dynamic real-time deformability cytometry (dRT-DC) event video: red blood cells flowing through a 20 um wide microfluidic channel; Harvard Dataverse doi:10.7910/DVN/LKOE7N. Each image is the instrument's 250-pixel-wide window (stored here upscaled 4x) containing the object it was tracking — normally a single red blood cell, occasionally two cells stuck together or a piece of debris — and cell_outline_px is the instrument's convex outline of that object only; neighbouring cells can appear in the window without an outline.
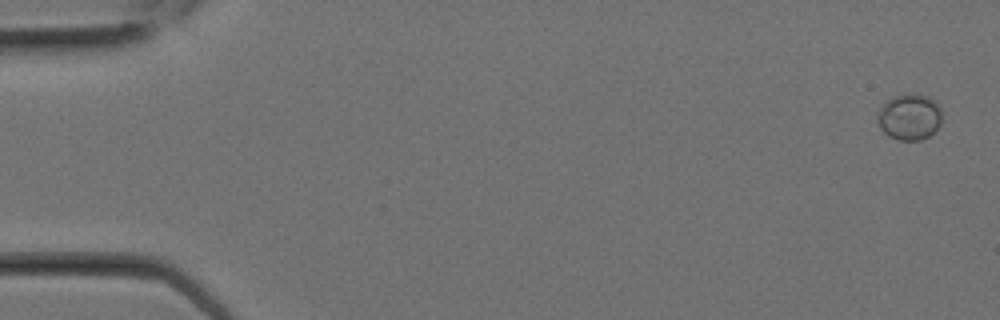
{"species": "Egyptian fruit bat (a non-hibernating species)", "species_latin": "Rousettus aegyptiacus", "temperature_condition": "room temperature", "stored_images_in_passage": 16, "camera_frame_rate_fps": 3000, "um_per_image_px": 0.085, "animal": {"sex": "female"}, "frame": {"image": 1, "passage_image": 1, "time_ms": 0.0, "image_size_px": [1000, 320], "cell_outline_px": [[940, 124], [928, 136], [920, 140], [896, 140], [888, 136], [880, 128], [876, 120], [876, 112], [892, 96], [908, 92], [916, 92], [928, 96], [940, 108]], "centroid_in_image_um": [77.25, 9.91], "position_along_channel_um": 7.8, "area_um2": 17.51}}
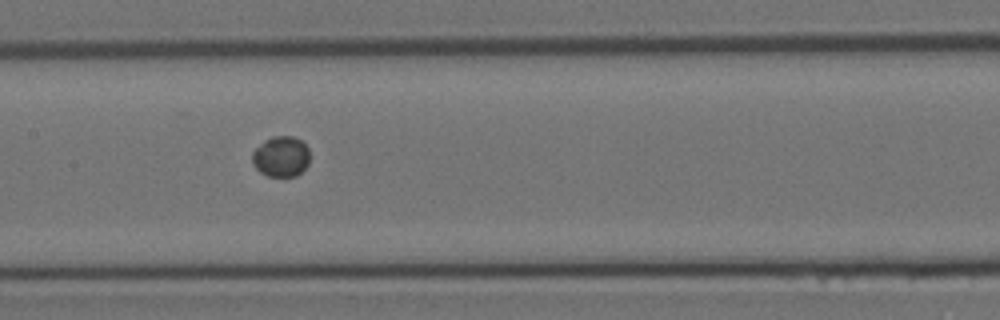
{"frame": {"image": 2, "passage_image": 13, "time_ms": 4.0, "image_size_px": [1000, 320], "cell_outline_px": [[308, 164], [296, 176], [268, 176], [260, 172], [252, 164], [252, 152], [264, 140], [272, 136], [292, 136], [300, 140], [308, 148]], "centroid_in_image_um": [23.86, 13.3], "position_along_channel_um": 183.5, "area_um2": 13.53}}
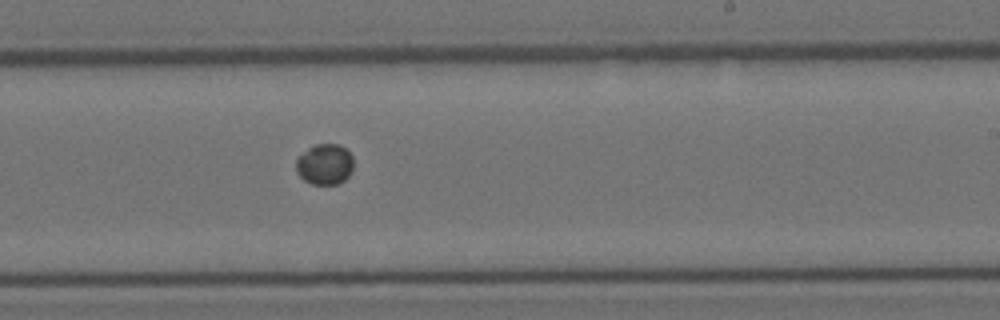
{"frame": {"image": 3, "passage_image": 16, "time_ms": 5.0, "image_size_px": [1000, 320], "cell_outline_px": [[352, 172], [344, 180], [336, 184], [312, 184], [304, 180], [296, 172], [296, 160], [308, 148], [316, 144], [340, 144], [352, 156]], "centroid_in_image_um": [27.6, 13.97], "position_along_channel_um": 261.4, "area_um2": 13.53}}